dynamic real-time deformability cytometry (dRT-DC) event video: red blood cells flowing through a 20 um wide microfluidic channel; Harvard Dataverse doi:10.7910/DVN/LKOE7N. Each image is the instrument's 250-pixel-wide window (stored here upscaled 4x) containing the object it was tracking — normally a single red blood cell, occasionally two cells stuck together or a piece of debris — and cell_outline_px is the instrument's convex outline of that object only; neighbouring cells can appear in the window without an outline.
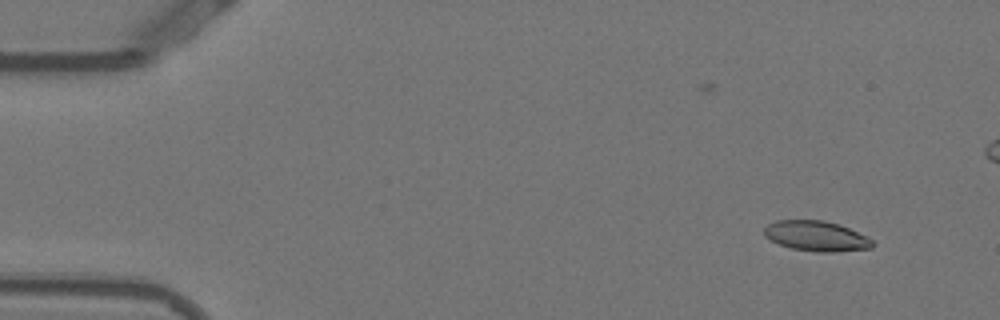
{"species": "Egyptian fruit bat (a non-hibernating species)", "species_latin": "Rousettus aegyptiacus", "temperature_condition": "warm", "stored_images_in_passage": 51, "camera_frame_rate_fps": 3000, "um_per_image_px": 0.085, "animal": {"sex": "female"}, "frame": {"image": 1, "passage_image": 2, "time_ms": 0.333, "image_size_px": [1000, 320], "cell_outline_px": [[876, 244], [872, 248], [832, 252], [820, 252], [792, 248], [780, 244], [764, 236], [764, 228], [768, 224], [776, 220], [824, 220], [840, 224], [872, 240]], "centroid_in_image_um": [69.38, 20.05], "position_along_channel_um": 15.6, "area_um2": 18.9}}
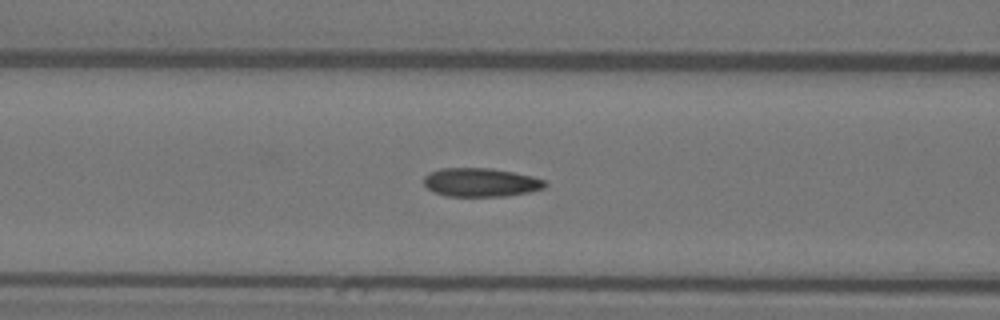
{"frame": {"image": 2, "passage_image": 19, "time_ms": 6.0, "image_size_px": [1000, 320], "cell_outline_px": [[548, 184], [544, 188], [528, 192], [504, 196], [448, 196], [432, 192], [424, 184], [424, 176], [428, 172], [440, 168], [488, 168], [512, 172], [532, 176], [544, 180]], "centroid_in_image_um": [40.83, 15.5], "position_along_channel_um": 125.8, "area_um2": 20.23}}
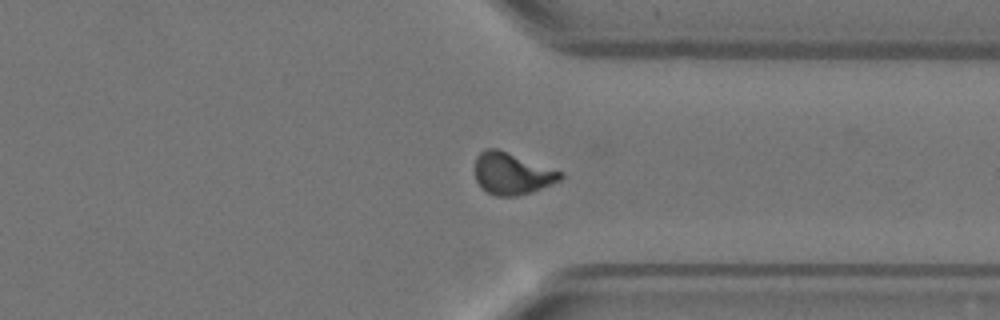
{"frame": {"image": 3, "passage_image": 38, "time_ms": 12.333, "image_size_px": [1000, 320], "cell_outline_px": [[564, 176], [560, 180], [532, 192], [516, 196], [496, 196], [488, 192], [476, 180], [476, 156], [484, 148], [496, 148], [564, 172]], "centroid_in_image_um": [43.54, 14.75], "position_along_channel_um": 367.9, "area_um2": 20.63}, "authors_computed_cell_mechanics": {"area_um2": 20.1144, "velocity_mm_per_s": 3.8369, "shape_relaxation_time_tau1_ms": null, "shape_relaxation_time_tau2_ms": 1.6084, "deformation_change_tau1": null, "deformation_change_tau2": 0.0829}}